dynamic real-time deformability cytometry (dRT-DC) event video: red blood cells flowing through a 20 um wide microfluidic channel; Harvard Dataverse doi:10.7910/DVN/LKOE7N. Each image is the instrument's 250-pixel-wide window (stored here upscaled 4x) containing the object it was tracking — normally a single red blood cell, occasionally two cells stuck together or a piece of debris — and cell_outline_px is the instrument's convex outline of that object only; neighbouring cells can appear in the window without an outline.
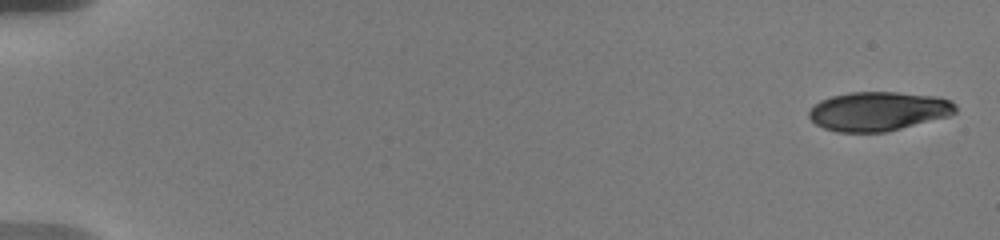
{"species": "human", "species_latin": "Homo sapiens", "temperature_condition": "warm", "stored_images_in_passage": 22, "camera_frame_rate_fps": 3000, "um_per_image_px": 0.085, "donor": {"sex": "male"}, "frame": {"image": 1, "passage_image": 1, "time_ms": 0.0, "image_size_px": [1000, 240], "cell_outline_px": [[956, 112], [948, 116], [888, 132], [836, 132], [824, 128], [816, 124], [808, 116], [808, 112], [820, 100], [832, 96], [848, 92], [896, 92], [940, 96], [952, 100], [956, 104]], "centroid_in_image_um": [74.69, 9.45], "position_along_channel_um": 10.3, "area_um2": 33.64}}
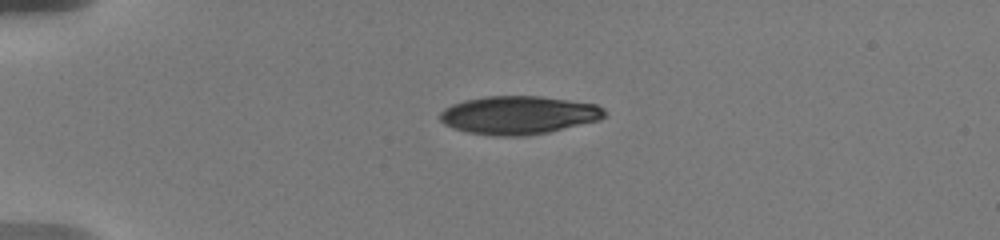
{"frame": {"image": 2, "passage_image": 14, "time_ms": 4.333, "image_size_px": [1000, 240], "cell_outline_px": [[608, 112], [600, 120], [548, 132], [528, 136], [496, 136], [468, 132], [452, 128], [444, 124], [440, 120], [440, 112], [444, 108], [452, 104], [464, 100], [484, 96], [540, 96], [596, 104], [604, 108]], "centroid_in_image_um": [44.08, 9.78], "position_along_channel_um": 40.9, "area_um2": 36.88}}
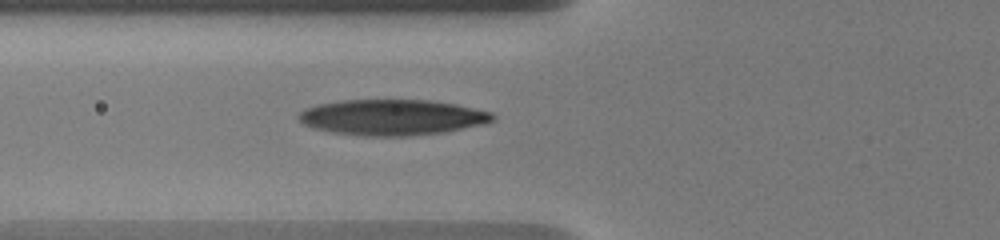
{"frame": {"image": 3, "passage_image": 19, "time_ms": 7.0, "image_size_px": [1000, 240], "cell_outline_px": [[496, 120], [488, 124], [444, 132], [412, 136], [364, 136], [332, 132], [312, 128], [304, 124], [296, 116], [304, 108], [316, 104], [340, 100], [432, 100], [456, 104], [492, 112], [496, 116]], "centroid_in_image_um": [33.37, 9.97], "position_along_channel_um": 92.4, "area_um2": 40.98}}